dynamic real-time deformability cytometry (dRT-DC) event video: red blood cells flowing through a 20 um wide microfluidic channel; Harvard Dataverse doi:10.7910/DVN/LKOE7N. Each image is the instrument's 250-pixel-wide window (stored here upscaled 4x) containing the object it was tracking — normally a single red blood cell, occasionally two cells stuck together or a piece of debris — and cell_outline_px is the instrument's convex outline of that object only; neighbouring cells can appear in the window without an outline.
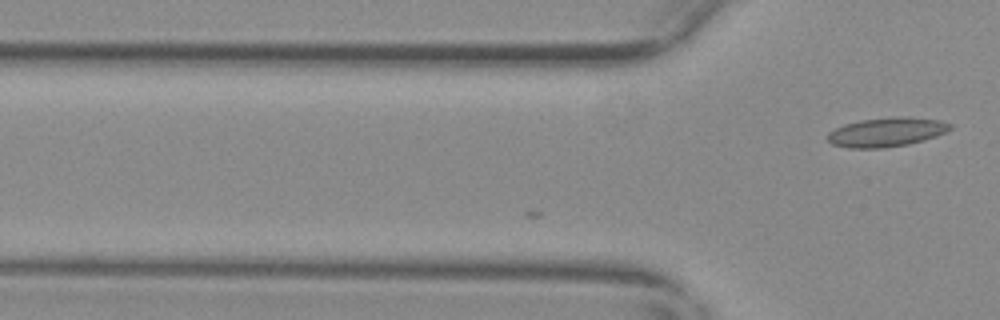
{"species": "common noctule bat (a hibernating species)", "species_latin": "Nyctalus noctula", "temperature_condition": "warm", "stored_images_in_passage": 2, "camera_frame_rate_fps": 3000, "um_per_image_px": 0.085, "animal": {"sex": "female", "body_mass_g": 29.2, "forearm_length_mm": 56.3}, "frame": {"image": 1, "passage_image": 2, "time_ms": 0.333, "image_size_px": [1000, 320], "cell_outline_px": [[952, 128], [936, 136], [924, 140], [908, 144], [884, 148], [848, 148], [832, 144], [828, 140], [828, 132], [844, 124], [860, 120], [896, 116], [908, 116], [940, 120], [952, 124]], "centroid_in_image_um": [75.36, 11.22], "position_along_channel_um": 50.4, "area_um2": 20.92}}